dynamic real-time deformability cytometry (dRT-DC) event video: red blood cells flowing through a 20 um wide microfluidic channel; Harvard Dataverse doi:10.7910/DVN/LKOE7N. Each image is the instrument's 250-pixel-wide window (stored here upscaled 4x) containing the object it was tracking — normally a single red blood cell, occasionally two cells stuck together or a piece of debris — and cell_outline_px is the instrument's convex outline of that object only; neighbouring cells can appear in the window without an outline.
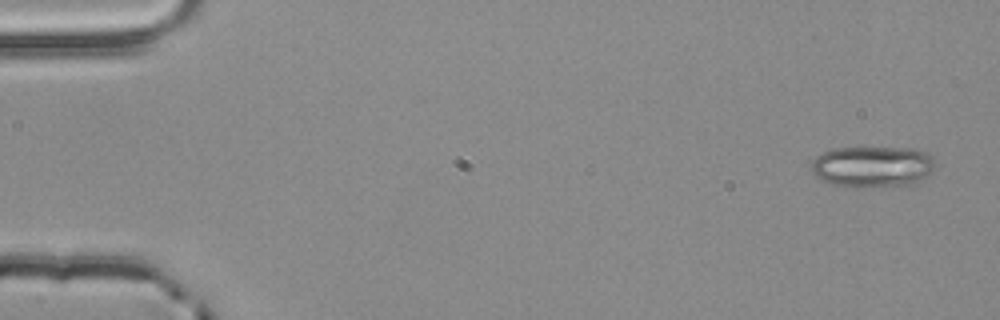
{"species": "common noctule bat (a hibernating species)", "species_latin": "Nyctalus noctula", "temperature_condition": "room temperature", "stored_images_in_passage": 5, "camera_frame_rate_fps": 3000, "um_per_image_px": 0.085, "animal": {"sex": "male", "body_mass_g": 20.4}, "frame": {"image": 1, "passage_image": 1, "time_ms": 0.0, "image_size_px": [1000, 320], "cell_outline_px": [[936, 164], [916, 184], [856, 188], [832, 184], [816, 176], [812, 172], [812, 160], [816, 156], [832, 148], [908, 148], [924, 152], [932, 156], [936, 160]], "centroid_in_image_um": [74.15, 14.17], "position_along_channel_um": 10.9, "area_um2": 29.65}}
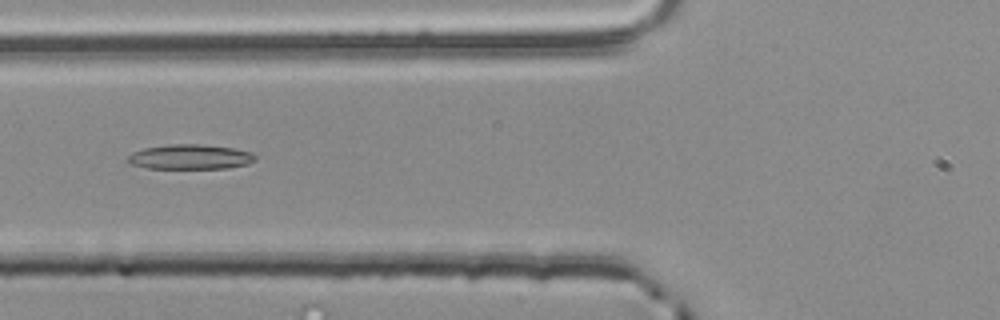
{"frame": {"image": 2, "passage_image": 5, "time_ms": 1.333, "image_size_px": [1000, 320], "cell_outline_px": [[256, 160], [248, 164], [228, 168], [148, 168], [132, 164], [128, 160], [128, 156], [132, 152], [144, 148], [168, 144], [196, 144], [232, 148], [252, 152], [256, 156]], "centroid_in_image_um": [16.19, 13.33], "position_along_channel_um": 109.6, "area_um2": 18.32}}